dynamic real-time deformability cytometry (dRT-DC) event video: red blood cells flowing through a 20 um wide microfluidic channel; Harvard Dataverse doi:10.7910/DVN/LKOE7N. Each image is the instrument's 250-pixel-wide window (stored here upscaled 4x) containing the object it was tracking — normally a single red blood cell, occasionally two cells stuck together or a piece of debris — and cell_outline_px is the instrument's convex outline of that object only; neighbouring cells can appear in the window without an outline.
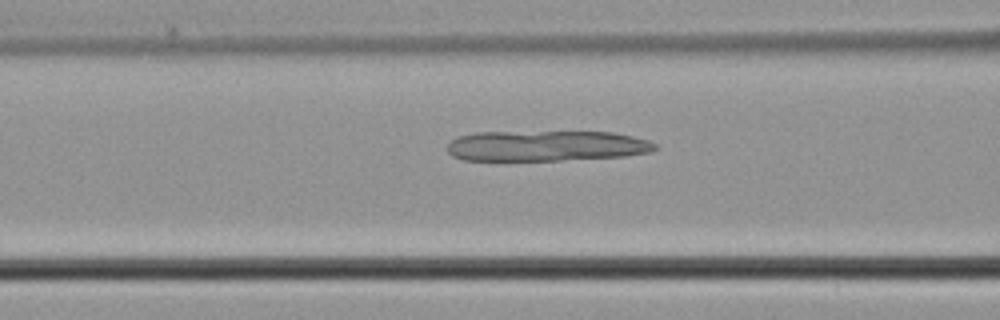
{"species": "common noctule bat (a hibernating species)", "species_latin": "Nyctalus noctula", "temperature_condition": "cold", "stored_images_in_passage": 39, "camera_frame_rate_fps": 3000, "um_per_image_px": 0.085, "animal": {"sex": "male", "body_mass_g": 21.5, "forearm_length_mm": 52.0}, "frame": {"image": 1, "passage_image": 10, "time_ms": 3.0, "image_size_px": [1000, 320], "cell_outline_px": [[656, 148], [652, 152], [624, 156], [560, 160], [464, 160], [452, 156], [448, 152], [448, 144], [456, 136], [476, 132], [612, 132], [632, 136], [648, 140], [656, 144]], "centroid_in_image_um": [46.42, 12.39], "position_along_channel_um": 120.2, "area_um2": 36.99}}
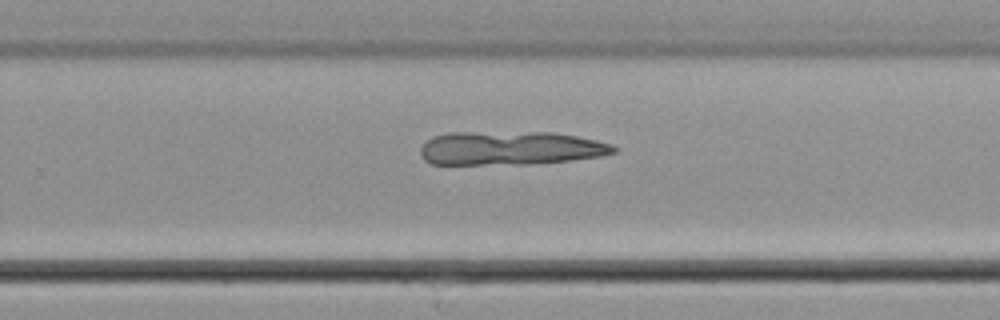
{"frame": {"image": 2, "passage_image": 22, "time_ms": 7.0, "image_size_px": [1000, 320], "cell_outline_px": [[616, 152], [600, 156], [572, 160], [528, 164], [432, 164], [424, 160], [420, 156], [420, 148], [432, 136], [448, 132], [556, 132], [596, 140], [612, 144], [616, 148]], "centroid_in_image_um": [43.36, 12.59], "position_along_channel_um": 286.4, "area_um2": 38.21}}
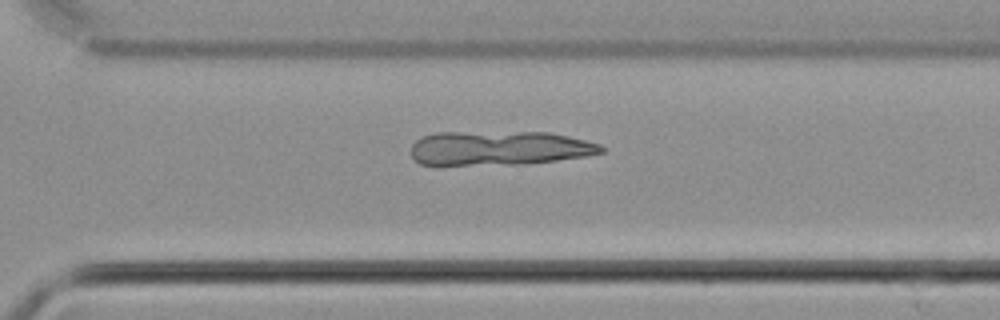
{"frame": {"image": 3, "passage_image": 25, "time_ms": 8.0, "image_size_px": [1000, 320], "cell_outline_px": [[608, 148], [604, 152], [588, 156], [524, 164], [420, 164], [412, 156], [412, 144], [420, 136], [436, 132], [548, 132], [568, 136], [600, 144]], "centroid_in_image_um": [42.48, 12.58], "position_along_channel_um": 328.1, "area_um2": 38.03}}